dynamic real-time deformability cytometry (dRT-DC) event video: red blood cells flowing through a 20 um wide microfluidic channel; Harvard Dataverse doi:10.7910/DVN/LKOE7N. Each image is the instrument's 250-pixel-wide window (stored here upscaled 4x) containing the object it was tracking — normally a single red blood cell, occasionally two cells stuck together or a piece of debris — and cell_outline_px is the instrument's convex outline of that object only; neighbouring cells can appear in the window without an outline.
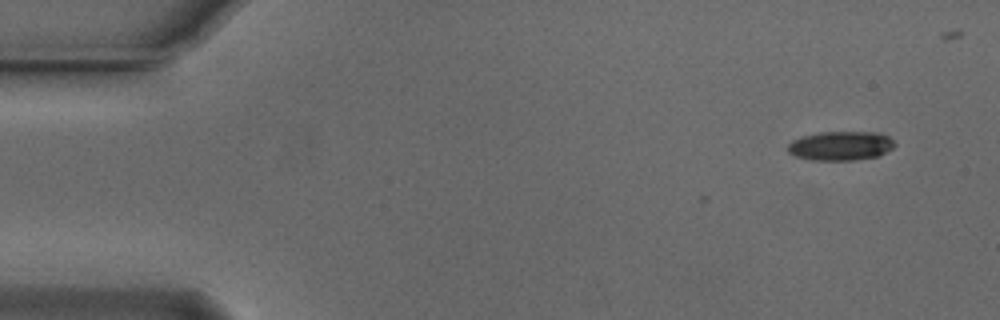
{"species": "Egyptian fruit bat (a non-hibernating species)", "species_latin": "Rousettus aegyptiacus", "temperature_condition": "cold", "stored_images_in_passage": 2, "camera_frame_rate_fps": 3000, "um_per_image_px": 0.085, "animal": {"sex": "male"}, "frame": {"image": 1, "passage_image": 2, "time_ms": 0.333, "image_size_px": [1000, 320], "cell_outline_px": [[896, 144], [892, 148], [876, 156], [852, 160], [812, 160], [796, 156], [788, 152], [788, 144], [792, 140], [804, 136], [820, 132], [880, 132], [888, 136]], "centroid_in_image_um": [71.45, 12.38], "position_along_channel_um": 13.6, "area_um2": 17.98}}